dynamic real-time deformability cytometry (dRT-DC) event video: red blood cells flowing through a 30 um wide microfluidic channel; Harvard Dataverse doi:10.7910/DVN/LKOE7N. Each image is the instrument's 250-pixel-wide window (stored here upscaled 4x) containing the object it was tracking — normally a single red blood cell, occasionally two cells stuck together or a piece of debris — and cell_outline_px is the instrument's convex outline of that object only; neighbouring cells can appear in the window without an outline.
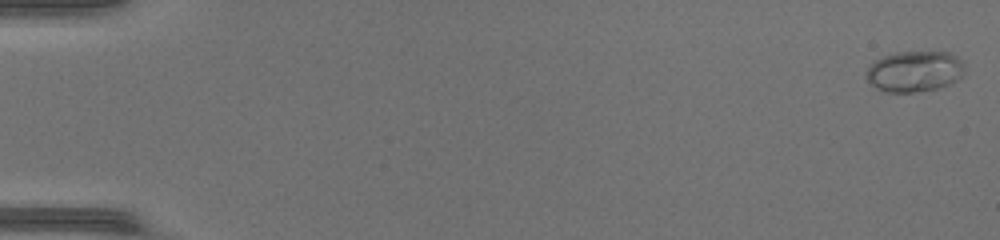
{"species": "common noctule bat (a hibernating species)", "species_latin": "Nyctalus noctula", "temperature_condition": "warm", "stored_images_in_passage": 49, "camera_frame_rate_fps": 3000, "um_per_image_px": 0.085, "animal": {"sex": "female", "body_mass_g": 17.0, "forearm_length_mm": 48.0}, "frame": {"image": 1, "passage_image": 1, "time_ms": 0.0, "image_size_px": [1000, 240], "cell_outline_px": [[964, 68], [960, 76], [956, 80], [948, 84], [936, 88], [912, 92], [884, 92], [876, 88], [864, 76], [864, 72], [876, 60], [884, 56], [896, 52], [948, 52], [956, 56], [964, 64]], "centroid_in_image_um": [77.69, 6.06], "position_along_channel_um": 7.3, "area_um2": 23.18}}
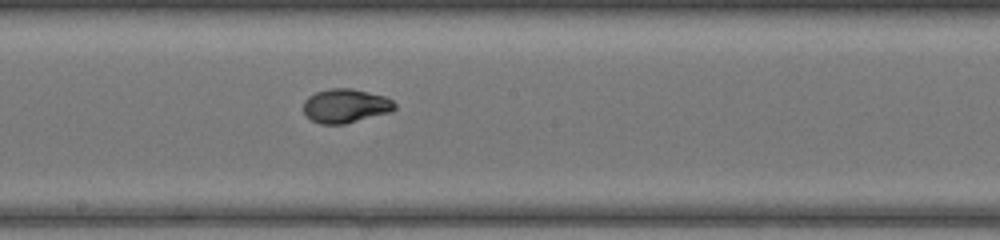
{"frame": {"image": 2, "passage_image": 28, "time_ms": 9.0, "image_size_px": [1000, 240], "cell_outline_px": [[396, 108], [392, 112], [344, 124], [320, 124], [312, 120], [304, 112], [304, 100], [308, 96], [316, 92], [328, 88], [352, 88], [384, 96], [392, 100], [396, 104]], "centroid_in_image_um": [29.38, 8.99], "position_along_channel_um": 218.8, "area_um2": 18.15}}
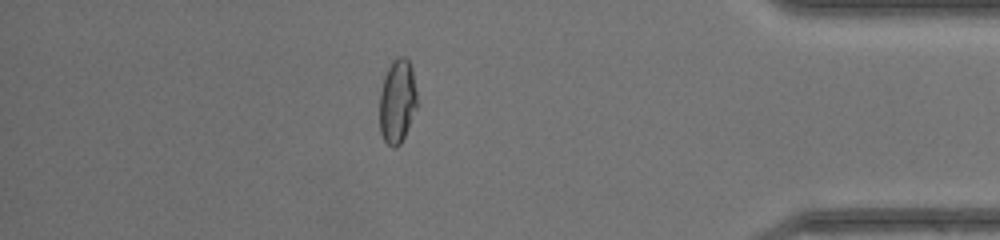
{"frame": {"image": 3, "passage_image": 43, "time_ms": 14.0, "image_size_px": [1000, 240], "cell_outline_px": [[416, 108], [404, 136], [400, 144], [396, 148], [392, 148], [384, 140], [380, 132], [380, 92], [384, 76], [392, 60], [396, 56], [404, 56], [408, 60], [412, 68], [416, 92]], "centroid_in_image_um": [33.76, 8.59], "position_along_channel_um": 401.4, "area_um2": 18.26}, "authors_computed_cell_mechanics": {"area_um2": 18.3226, "velocity_mm_per_s": 4.3449, "shape_relaxation_time_tau1_ms": 5.6315, "shape_relaxation_time_tau2_ms": null, "deformation_change_tau1": 0.2374, "deformation_change_tau2": null}}